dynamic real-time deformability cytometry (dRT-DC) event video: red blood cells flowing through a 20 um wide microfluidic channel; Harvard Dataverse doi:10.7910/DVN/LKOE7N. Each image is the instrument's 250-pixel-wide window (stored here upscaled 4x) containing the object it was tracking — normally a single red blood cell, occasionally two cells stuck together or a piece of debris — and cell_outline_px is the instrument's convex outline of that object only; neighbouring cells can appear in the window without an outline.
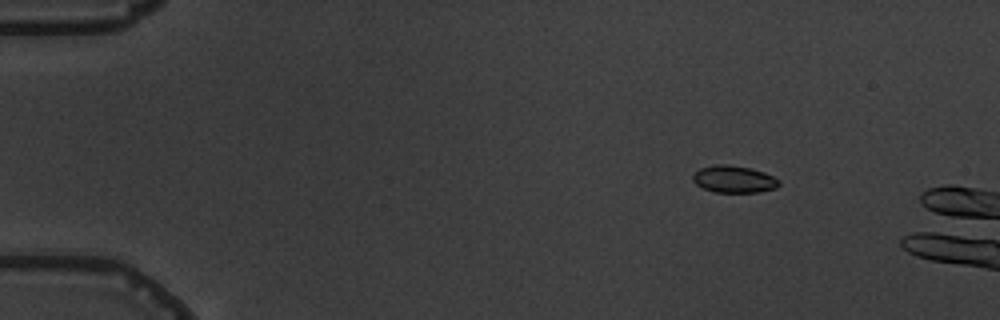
{"species": "common noctule bat (a hibernating species)", "species_latin": "Nyctalus noctula", "temperature_condition": "warm", "stored_images_in_passage": 5, "camera_frame_rate_fps": 3000, "um_per_image_px": 0.085, "animal": {"sex": "male", "body_mass_g": 19.5, "forearm_length_mm": 54.6}, "frame": {"image": 1, "passage_image": 2, "time_ms": 1.333, "image_size_px": [1000, 320], "cell_outline_px": [[780, 184], [776, 188], [760, 192], [716, 192], [704, 188], [696, 184], [692, 180], [692, 176], [700, 168], [716, 164], [728, 164], [752, 168], [764, 172], [780, 180]], "centroid_in_image_um": [62.4, 15.22], "position_along_channel_um": 22.6, "area_um2": 13.64}}